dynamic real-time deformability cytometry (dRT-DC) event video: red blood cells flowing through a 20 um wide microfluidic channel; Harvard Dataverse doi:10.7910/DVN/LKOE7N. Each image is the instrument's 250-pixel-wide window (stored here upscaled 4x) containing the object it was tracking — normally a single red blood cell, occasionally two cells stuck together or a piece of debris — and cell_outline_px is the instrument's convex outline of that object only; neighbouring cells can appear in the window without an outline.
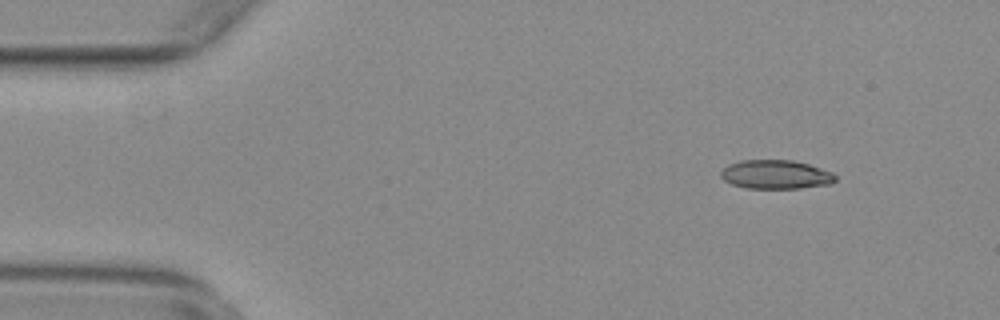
{"species": "common noctule bat (a hibernating species)", "species_latin": "Nyctalus noctula", "temperature_condition": "warm", "stored_images_in_passage": 49, "camera_frame_rate_fps": 3000, "um_per_image_px": 0.085, "animal": {"sex": "female", "body_mass_g": 29.2, "forearm_length_mm": 56.3}, "frame": {"image": 1, "passage_image": 1, "time_ms": 0.0, "image_size_px": [1000, 320], "cell_outline_px": [[836, 180], [832, 184], [800, 188], [748, 188], [732, 184], [724, 180], [720, 176], [720, 172], [728, 164], [740, 160], [792, 160], [808, 164], [832, 172], [836, 176]], "centroid_in_image_um": [65.94, 14.83], "position_along_channel_um": 19.1, "area_um2": 19.31}}
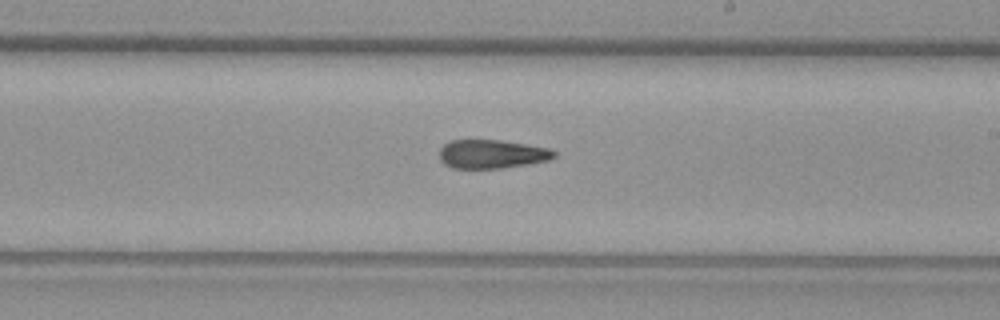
{"frame": {"image": 2, "passage_image": 26, "time_ms": 8.333, "image_size_px": [1000, 320], "cell_outline_px": [[556, 156], [548, 160], [500, 168], [452, 168], [444, 164], [440, 160], [440, 148], [448, 140], [500, 140], [548, 148], [556, 152]], "centroid_in_image_um": [41.76, 13.09], "position_along_channel_um": 247.2, "area_um2": 19.02}}
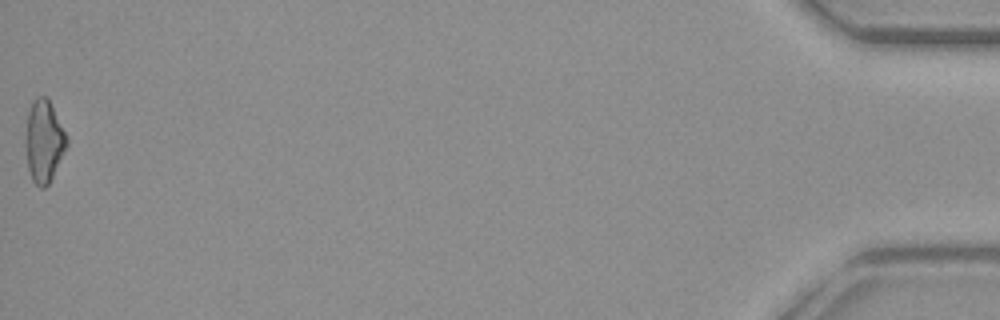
{"frame": {"image": 3, "passage_image": 49, "time_ms": 16.0, "image_size_px": [1000, 320], "cell_outline_px": [[68, 144], [48, 184], [44, 188], [40, 188], [32, 180], [28, 168], [24, 144], [24, 140], [28, 112], [36, 96], [48, 96], [68, 140]], "centroid_in_image_um": [3.7, 11.99], "position_along_channel_um": 431.5, "area_um2": 19.65}, "authors_computed_cell_mechanics": {"area_um2": 19.8254, "velocity_mm_per_s": 3.8173, "shape_relaxation_time_tau1_ms": null, "shape_relaxation_time_tau2_ms": 3.5341, "deformation_change_tau1": null, "deformation_change_tau2": 0.1344}}